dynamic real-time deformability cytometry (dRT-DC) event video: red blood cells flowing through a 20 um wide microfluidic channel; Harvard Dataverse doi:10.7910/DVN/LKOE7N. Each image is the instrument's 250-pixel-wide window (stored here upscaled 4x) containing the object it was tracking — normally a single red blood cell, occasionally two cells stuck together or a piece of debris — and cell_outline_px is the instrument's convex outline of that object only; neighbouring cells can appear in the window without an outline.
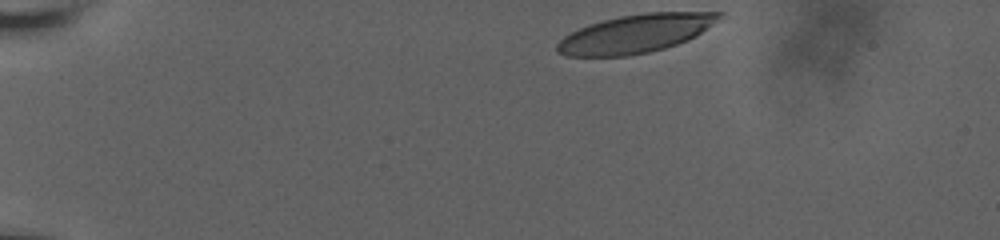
{"species": "human", "species_latin": "Homo sapiens", "temperature_condition": "room temperature", "stored_images_in_passage": 17, "camera_frame_rate_fps": 3000, "um_per_image_px": 0.085, "donor": {"sex": "male"}, "frame": {"image": 1, "passage_image": 1, "time_ms": 0.0, "image_size_px": [1000, 240], "cell_outline_px": [[724, 12], [716, 20], [696, 36], [676, 44], [664, 48], [648, 52], [628, 56], [564, 56], [556, 52], [556, 44], [564, 36], [588, 24], [620, 16], [644, 12]], "centroid_in_image_um": [53.96, 2.86], "position_along_channel_um": 31.0, "area_um2": 35.84}}